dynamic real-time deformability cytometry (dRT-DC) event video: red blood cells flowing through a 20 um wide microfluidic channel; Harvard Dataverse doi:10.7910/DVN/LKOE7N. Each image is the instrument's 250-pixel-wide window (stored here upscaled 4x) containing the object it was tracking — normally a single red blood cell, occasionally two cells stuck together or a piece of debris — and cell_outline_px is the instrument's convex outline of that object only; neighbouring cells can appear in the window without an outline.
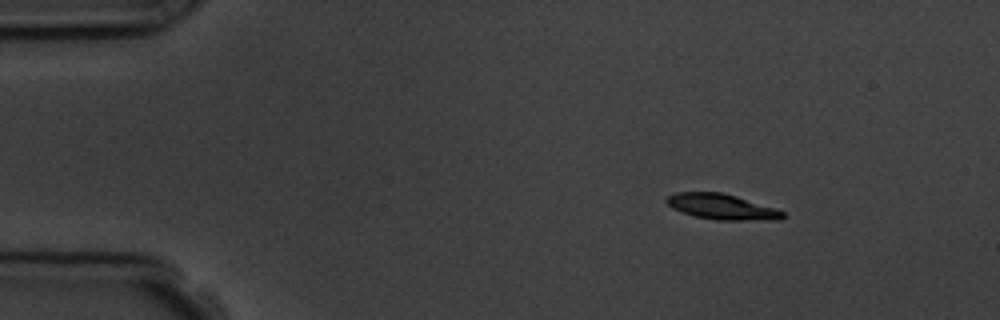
{"species": "common noctule bat (a hibernating species)", "species_latin": "Nyctalus noctula", "temperature_condition": "room temperature", "stored_images_in_passage": 5, "camera_frame_rate_fps": 3000, "um_per_image_px": 0.085, "animal": {"sex": "male", "body_mass_g": 19.5, "forearm_length_mm": 54.6}, "frame": {"image": 1, "passage_image": 1, "time_ms": 0.0, "image_size_px": [1000, 320], "cell_outline_px": [[784, 216], [780, 220], [716, 220], [696, 216], [680, 212], [672, 208], [664, 200], [668, 196], [676, 192], [720, 192], [736, 196], [776, 208], [784, 212]], "centroid_in_image_um": [61.35, 17.58], "position_along_channel_um": 23.7, "area_um2": 17.28}}
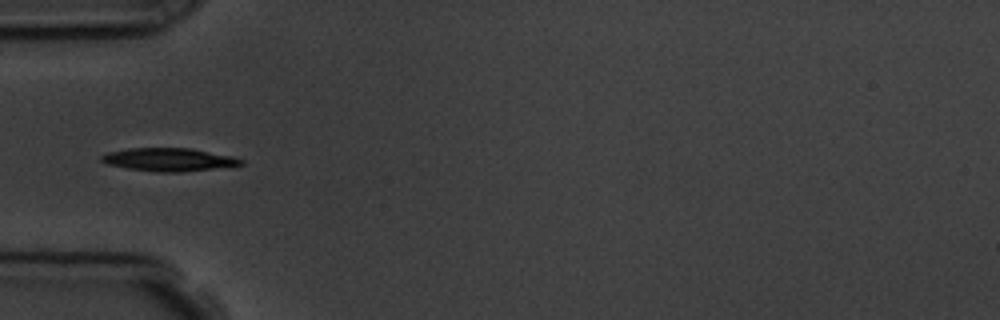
{"frame": {"image": 2, "passage_image": 4, "time_ms": 3.333, "image_size_px": [1000, 320], "cell_outline_px": [[244, 164], [180, 172], [160, 172], [128, 168], [108, 164], [100, 160], [100, 156], [108, 152], [128, 148], [192, 148], [232, 156], [244, 160]], "centroid_in_image_um": [14.33, 13.55], "position_along_channel_um": 70.7, "area_um2": 18.55}}